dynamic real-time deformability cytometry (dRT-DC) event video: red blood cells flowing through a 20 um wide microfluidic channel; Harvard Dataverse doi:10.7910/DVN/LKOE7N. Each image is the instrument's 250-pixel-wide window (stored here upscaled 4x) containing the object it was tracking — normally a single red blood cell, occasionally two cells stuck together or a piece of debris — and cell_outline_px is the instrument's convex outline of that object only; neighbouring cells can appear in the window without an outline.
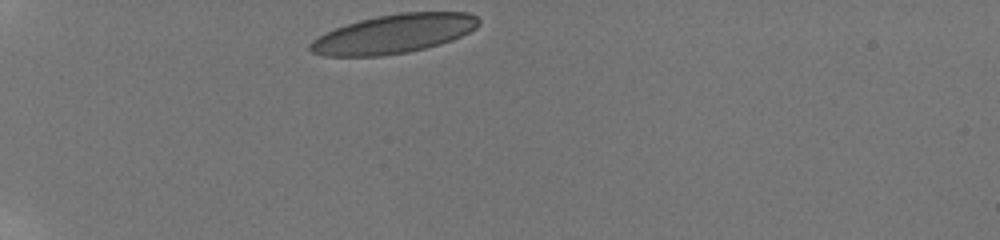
{"species": "human", "species_latin": "Homo sapiens", "temperature_condition": "room temperature", "stored_images_in_passage": 9, "camera_frame_rate_fps": 3000, "um_per_image_px": 0.085, "donor": {"sex": "male"}, "frame": {"image": 1, "passage_image": 1, "time_ms": 0.0, "image_size_px": [1000, 240], "cell_outline_px": [[480, 24], [476, 28], [452, 40], [440, 44], [408, 52], [380, 56], [324, 56], [312, 52], [308, 48], [308, 44], [312, 40], [336, 28], [360, 20], [376, 16], [400, 12], [468, 12], [476, 16], [480, 20]], "centroid_in_image_um": [33.49, 2.87], "position_along_channel_um": 51.5, "area_um2": 38.09}}
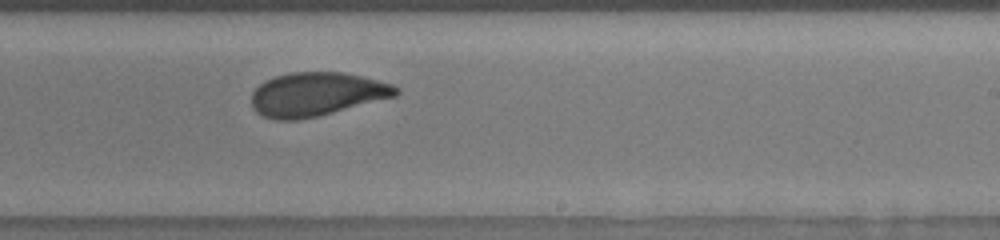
{"frame": {"image": 2, "passage_image": 8, "time_ms": 6.667, "image_size_px": [1000, 240], "cell_outline_px": [[400, 92], [396, 96], [300, 120], [276, 120], [260, 116], [252, 108], [252, 92], [264, 80], [288, 72], [344, 72], [392, 84], [400, 88]], "centroid_in_image_um": [26.87, 8.01], "position_along_channel_um": 262.1, "area_um2": 36.76}}
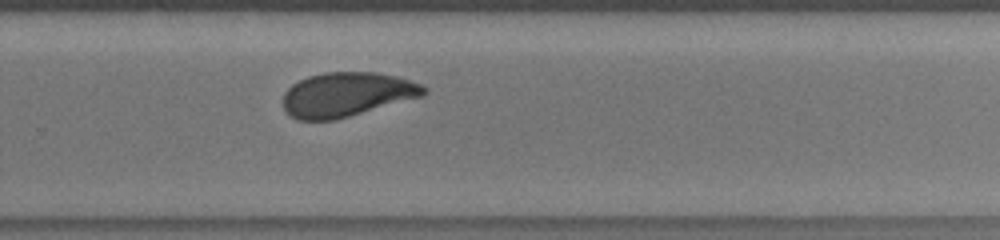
{"frame": {"image": 3, "passage_image": 9, "time_ms": 7.667, "image_size_px": [1000, 240], "cell_outline_px": [[428, 92], [424, 96], [336, 120], [296, 120], [288, 116], [284, 112], [284, 92], [292, 84], [308, 76], [324, 72], [376, 72], [396, 76], [420, 84], [428, 88]], "centroid_in_image_um": [29.47, 8.04], "position_along_channel_um": 300.3, "area_um2": 36.7}}